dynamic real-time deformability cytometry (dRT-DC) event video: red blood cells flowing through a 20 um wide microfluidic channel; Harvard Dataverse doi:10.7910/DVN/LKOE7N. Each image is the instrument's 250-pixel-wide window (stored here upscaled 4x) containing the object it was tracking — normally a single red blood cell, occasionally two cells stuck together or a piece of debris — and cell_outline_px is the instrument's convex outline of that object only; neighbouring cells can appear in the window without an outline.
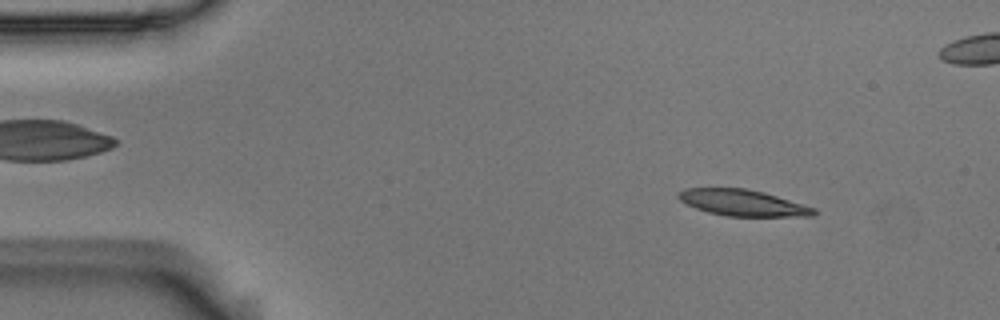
{"species": "Egyptian fruit bat (a non-hibernating species)", "species_latin": "Rousettus aegyptiacus", "temperature_condition": "room temperature", "stored_images_in_passage": 54, "camera_frame_rate_fps": 3000, "um_per_image_px": 0.085, "animal": {"sex": "male"}, "frame": {"image": 1, "passage_image": 6, "time_ms": 1.667, "image_size_px": [1000, 320], "cell_outline_px": [[820, 212], [816, 216], [728, 216], [708, 212], [696, 208], [680, 200], [676, 196], [676, 192], [684, 188], [744, 188], [764, 192], [816, 208]], "centroid_in_image_um": [63.16, 17.23], "position_along_channel_um": 21.8, "area_um2": 20.81}}
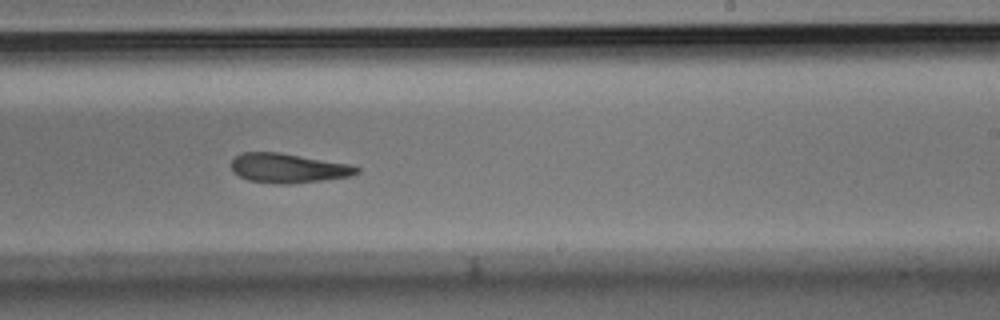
{"frame": {"image": 2, "passage_image": 32, "time_ms": 10.333, "image_size_px": [1000, 320], "cell_outline_px": [[360, 172], [352, 176], [288, 184], [276, 184], [248, 180], [232, 172], [232, 160], [236, 156], [244, 152], [280, 152], [348, 164], [360, 168]], "centroid_in_image_um": [24.48, 14.29], "position_along_channel_um": 264.5, "area_um2": 21.39}}
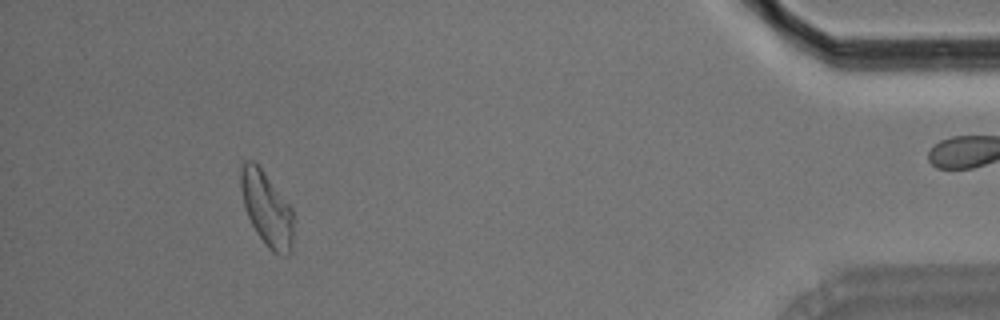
{"frame": {"image": 3, "passage_image": 49, "time_ms": 16.0, "image_size_px": [1000, 320], "cell_outline_px": [[292, 252], [288, 256], [280, 256], [272, 252], [268, 248], [256, 232], [244, 208], [240, 188], [240, 164], [244, 160], [252, 160], [264, 172], [292, 208]], "centroid_in_image_um": [22.65, 17.76], "position_along_channel_um": 412.5, "area_um2": 22.89}, "authors_computed_cell_mechanics": {"area_um2": 21.9929, "velocity_mm_per_s": 3.6886, "shape_relaxation_time_tau1_ms": null, "shape_relaxation_time_tau2_ms": 4.3717, "deformation_change_tau1": null, "deformation_change_tau2": 0.1287}}